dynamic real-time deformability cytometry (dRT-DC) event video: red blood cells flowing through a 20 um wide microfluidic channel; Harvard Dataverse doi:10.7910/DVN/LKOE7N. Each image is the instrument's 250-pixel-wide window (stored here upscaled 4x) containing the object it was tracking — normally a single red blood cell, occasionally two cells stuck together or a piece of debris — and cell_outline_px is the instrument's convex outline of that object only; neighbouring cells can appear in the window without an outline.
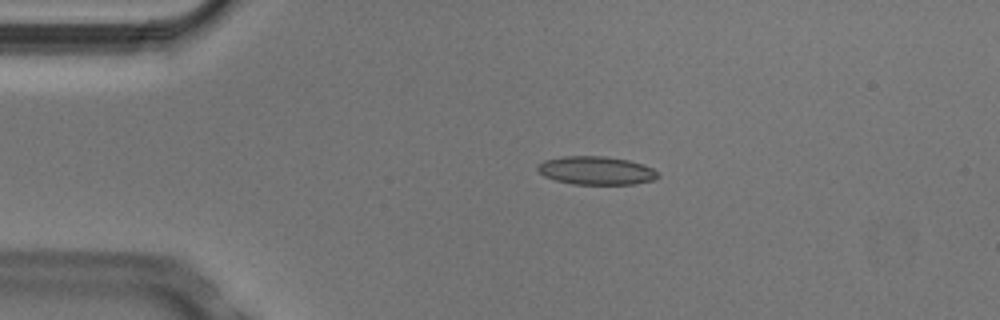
{"species": "Egyptian fruit bat (a non-hibernating species)", "species_latin": "Rousettus aegyptiacus", "temperature_condition": "cold", "stored_images_in_passage": 4, "camera_frame_rate_fps": 3000, "um_per_image_px": 0.085, "animal": {"sex": "male"}, "frame": {"image": 1, "passage_image": 2, "time_ms": 0.333, "image_size_px": [1000, 320], "cell_outline_px": [[660, 176], [652, 180], [636, 184], [572, 184], [556, 180], [544, 176], [536, 168], [544, 160], [564, 156], [604, 156], [628, 160], [644, 164], [660, 172]], "centroid_in_image_um": [50.71, 14.49], "position_along_channel_um": 34.3, "area_um2": 19.88}}
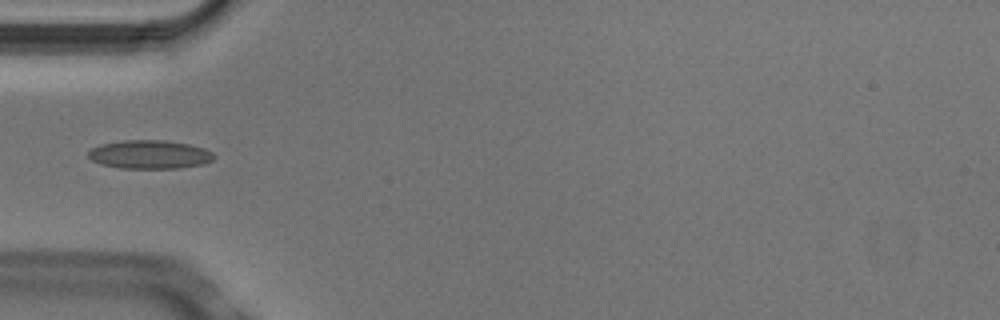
{"frame": {"image": 2, "passage_image": 4, "time_ms": 1.0, "image_size_px": [1000, 320], "cell_outline_px": [[216, 156], [212, 160], [204, 164], [180, 168], [120, 168], [100, 164], [92, 160], [88, 156], [88, 152], [92, 148], [100, 144], [124, 140], [164, 140], [188, 144], [204, 148], [212, 152]], "centroid_in_image_um": [12.73, 13.13], "position_along_channel_um": 72.3, "area_um2": 20.98}}